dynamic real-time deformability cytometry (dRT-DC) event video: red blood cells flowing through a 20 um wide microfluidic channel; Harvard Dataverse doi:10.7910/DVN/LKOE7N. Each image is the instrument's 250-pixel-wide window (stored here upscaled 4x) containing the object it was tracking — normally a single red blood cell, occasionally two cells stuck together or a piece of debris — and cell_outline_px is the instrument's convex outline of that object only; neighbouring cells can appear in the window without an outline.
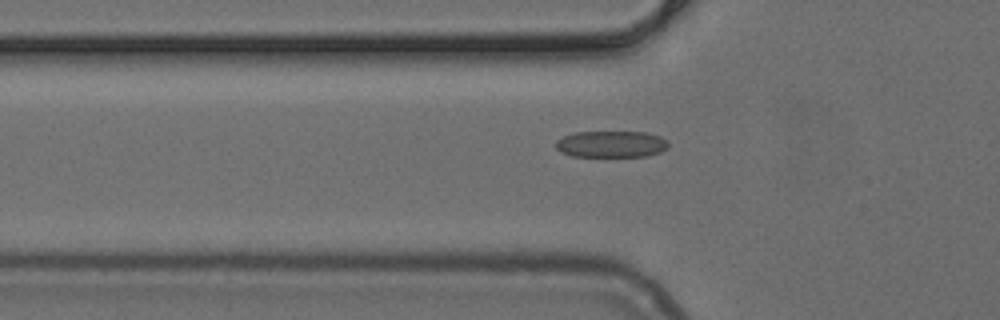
{"species": "common noctule bat (a hibernating species)", "species_latin": "Nyctalus noctula", "temperature_condition": "cold", "stored_images_in_passage": 38, "camera_frame_rate_fps": 3000, "um_per_image_px": 0.085, "animal": {"sex": "female", "body_mass_g": 24.6, "forearm_length_mm": 56.2}, "frame": {"image": 1, "passage_image": 6, "time_ms": 1.667, "image_size_px": [1000, 320], "cell_outline_px": [[668, 148], [660, 152], [648, 156], [572, 156], [560, 152], [556, 148], [556, 140], [564, 136], [576, 132], [648, 132], [660, 136], [668, 140]], "centroid_in_image_um": [51.98, 12.25], "position_along_channel_um": 73.8, "area_um2": 17.51}}
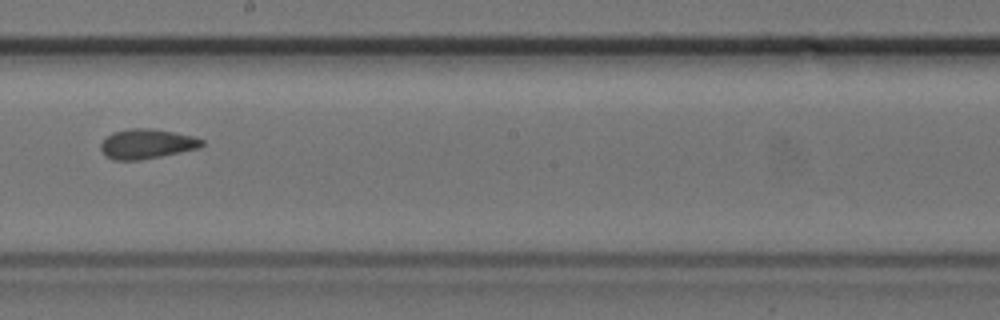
{"frame": {"image": 2, "passage_image": 18, "time_ms": 5.667, "image_size_px": [1000, 320], "cell_outline_px": [[204, 144], [200, 148], [140, 160], [112, 160], [100, 148], [100, 144], [112, 132], [128, 128], [152, 128], [192, 136], [204, 140]], "centroid_in_image_um": [12.48, 12.22], "position_along_channel_um": 235.7, "area_um2": 17.4}}
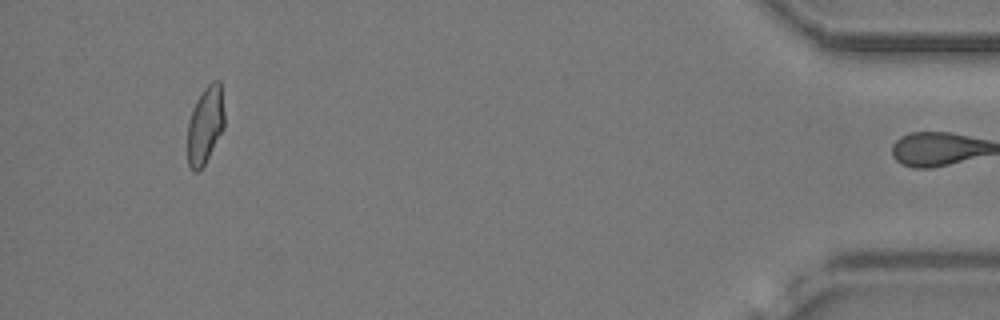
{"frame": {"image": 3, "passage_image": 37, "time_ms": 12.0, "image_size_px": [1000, 320], "cell_outline_px": [[224, 128], [204, 164], [196, 172], [192, 172], [188, 164], [188, 120], [196, 100], [204, 88], [212, 80], [220, 80], [224, 112]], "centroid_in_image_um": [17.44, 10.6], "position_along_channel_um": 417.8, "area_um2": 16.59}}